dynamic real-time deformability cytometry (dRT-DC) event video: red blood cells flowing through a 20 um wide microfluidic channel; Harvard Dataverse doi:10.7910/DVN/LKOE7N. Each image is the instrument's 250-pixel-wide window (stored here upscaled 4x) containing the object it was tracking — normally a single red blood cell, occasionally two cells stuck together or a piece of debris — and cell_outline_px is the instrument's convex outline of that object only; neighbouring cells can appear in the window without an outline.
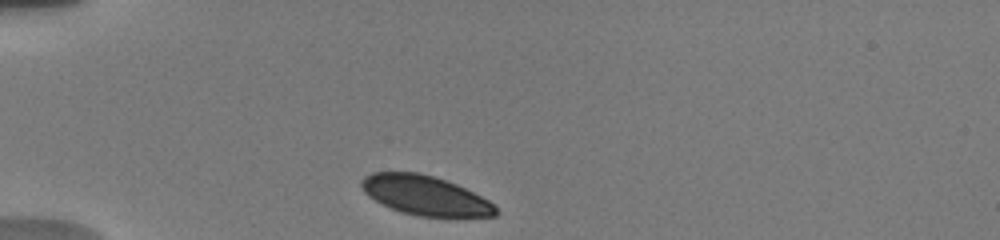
{"species": "human", "species_latin": "Homo sapiens", "temperature_condition": "warm", "stored_images_in_passage": 48, "camera_frame_rate_fps": 3000, "um_per_image_px": 0.085, "donor": {"sex": "male"}, "frame": {"image": 1, "passage_image": 1, "time_ms": 0.0, "image_size_px": [1000, 240], "cell_outline_px": [[500, 212], [496, 216], [416, 216], [400, 212], [368, 196], [364, 192], [360, 184], [360, 180], [364, 176], [372, 172], [416, 172], [432, 176], [456, 184], [496, 204]], "centroid_in_image_um": [36.14, 16.61], "position_along_channel_um": 48.9, "area_um2": 30.69}}
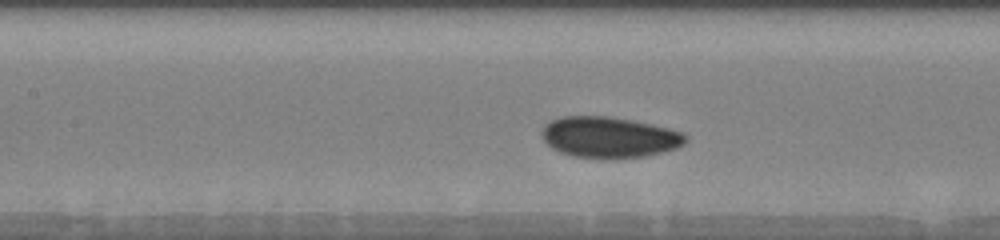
{"frame": {"image": 2, "passage_image": 14, "time_ms": 3.667, "image_size_px": [1000, 240], "cell_outline_px": [[688, 140], [684, 144], [676, 148], [664, 152], [648, 156], [612, 160], [572, 156], [560, 152], [552, 148], [544, 140], [540, 132], [544, 124], [560, 116], [608, 116], [632, 120], [652, 124], [684, 132], [688, 136]], "centroid_in_image_um": [51.8, 11.68], "position_along_channel_um": 155.6, "area_um2": 35.03}}
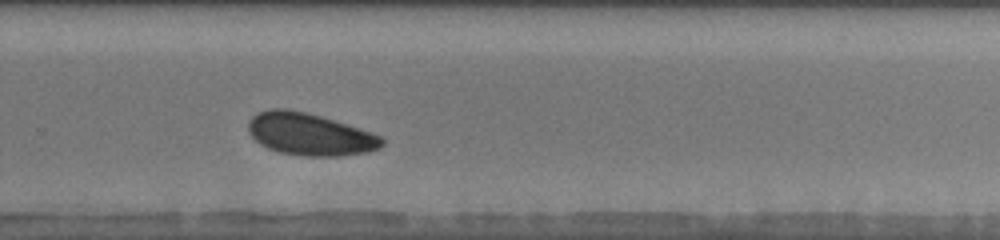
{"frame": {"image": 3, "passage_image": 28, "time_ms": 7.667, "image_size_px": [1000, 240], "cell_outline_px": [[384, 144], [380, 148], [368, 152], [336, 156], [304, 156], [280, 152], [268, 148], [260, 144], [248, 132], [248, 120], [252, 116], [260, 112], [272, 108], [288, 108], [320, 116], [360, 128], [372, 132], [380, 136], [384, 140]], "centroid_in_image_um": [26.33, 11.41], "position_along_channel_um": 303.5, "area_um2": 32.83}, "authors_computed_cell_mechanics": {"area_um2": 32.6281, "velocity_mm_per_s": 3.7011, "shape_relaxation_time_tau1_ms": 2.8076, "shape_relaxation_time_tau2_ms": null, "deformation_change_tau1": 0.0518, "deformation_change_tau2": null}}